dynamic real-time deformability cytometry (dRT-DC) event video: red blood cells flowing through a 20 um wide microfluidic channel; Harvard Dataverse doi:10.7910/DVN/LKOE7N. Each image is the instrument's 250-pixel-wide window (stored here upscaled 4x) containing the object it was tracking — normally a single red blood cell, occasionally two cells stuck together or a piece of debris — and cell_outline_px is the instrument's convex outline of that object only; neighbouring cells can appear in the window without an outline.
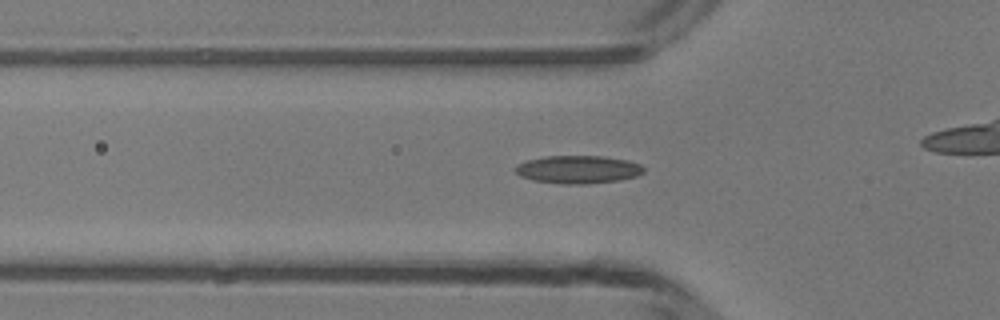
{"species": "common noctule bat (a hibernating species)", "species_latin": "Nyctalus noctula", "temperature_condition": "room temperature", "stored_images_in_passage": 30, "camera_frame_rate_fps": 3000, "um_per_image_px": 0.085, "animal": {"sex": "male", "body_mass_g": 13.3}, "frame": {"image": 1, "passage_image": 7, "time_ms": 2.0, "image_size_px": [1000, 320], "cell_outline_px": [[644, 172], [636, 176], [620, 180], [584, 184], [564, 184], [532, 180], [520, 176], [512, 168], [528, 160], [544, 156], [600, 156], [628, 160], [640, 164], [644, 168]], "centroid_in_image_um": [49.13, 14.41], "position_along_channel_um": 76.7, "area_um2": 20.87}}
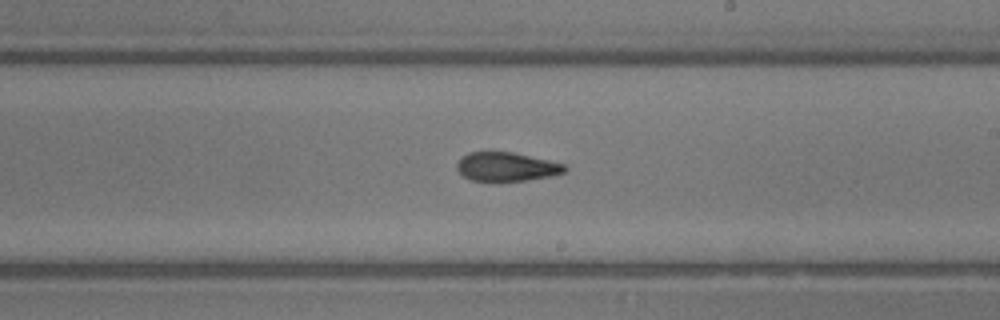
{"frame": {"image": 2, "passage_image": 19, "time_ms": 6.0, "image_size_px": [1000, 320], "cell_outline_px": [[568, 168], [564, 172], [552, 176], [528, 180], [496, 184], [488, 184], [472, 180], [464, 176], [456, 168], [456, 164], [460, 156], [468, 152], [512, 152], [548, 160], [564, 164]], "centroid_in_image_um": [43.0, 14.22], "position_along_channel_um": 246.0, "area_um2": 18.9}}
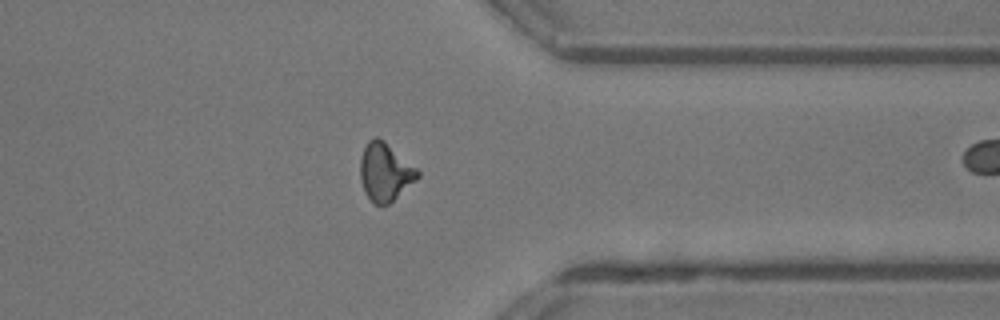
{"frame": {"image": 3, "passage_image": 29, "time_ms": 9.333, "image_size_px": [1000, 320], "cell_outline_px": [[420, 176], [416, 180], [388, 204], [376, 204], [364, 192], [360, 180], [360, 156], [368, 140], [376, 136], [384, 140], [416, 168], [420, 172]], "centroid_in_image_um": [32.71, 14.59], "position_along_channel_um": 378.7, "area_um2": 19.19}}